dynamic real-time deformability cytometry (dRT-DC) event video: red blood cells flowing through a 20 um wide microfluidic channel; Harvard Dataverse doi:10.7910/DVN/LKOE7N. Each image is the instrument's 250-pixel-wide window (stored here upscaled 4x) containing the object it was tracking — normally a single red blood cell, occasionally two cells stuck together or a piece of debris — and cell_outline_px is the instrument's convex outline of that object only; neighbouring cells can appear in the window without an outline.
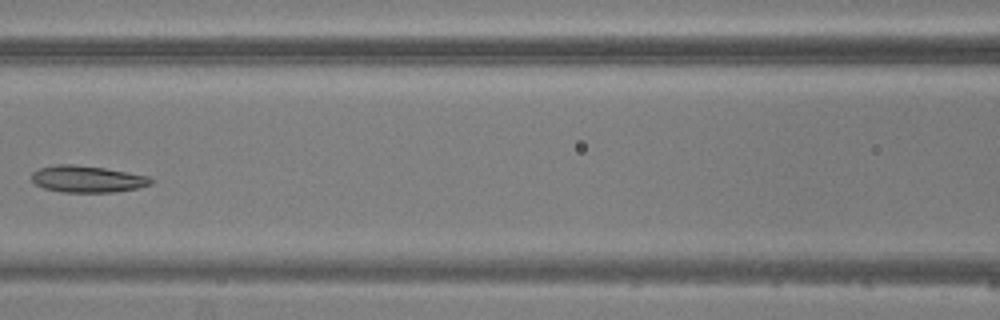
{"species": "common noctule bat (a hibernating species)", "species_latin": "Nyctalus noctula", "temperature_condition": "warm", "stored_images_in_passage": 6, "camera_frame_rate_fps": 3000, "um_per_image_px": 0.085, "animal": {"sex": "male", "body_mass_g": 20.5, "forearm_length_mm": 52.5}, "frame": {"image": 1, "passage_image": 6, "time_ms": 5.667, "image_size_px": [1000, 320], "cell_outline_px": [[156, 180], [152, 184], [136, 188], [112, 192], [64, 192], [44, 188], [36, 184], [32, 180], [32, 172], [40, 168], [56, 164], [72, 164], [104, 168], [148, 176]], "centroid_in_image_um": [7.43, 15.21], "position_along_channel_um": 159.2, "area_um2": 18.44}}